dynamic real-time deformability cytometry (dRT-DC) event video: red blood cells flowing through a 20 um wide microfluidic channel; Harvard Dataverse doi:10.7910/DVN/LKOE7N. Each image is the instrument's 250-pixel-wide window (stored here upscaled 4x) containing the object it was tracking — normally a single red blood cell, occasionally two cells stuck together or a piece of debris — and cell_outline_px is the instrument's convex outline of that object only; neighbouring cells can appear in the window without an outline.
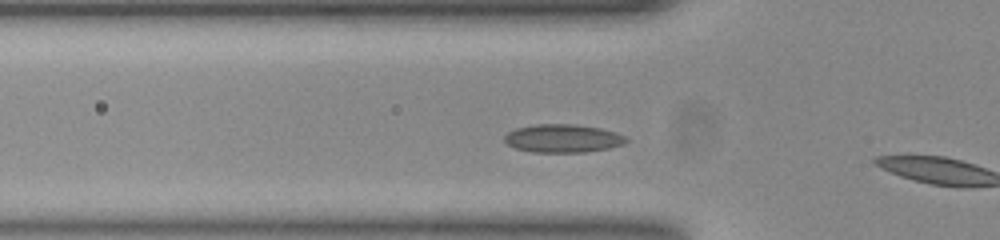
{"species": "common noctule bat (a hibernating species)", "species_latin": "Nyctalus noctula", "temperature_condition": "room temperature", "stored_images_in_passage": 9, "camera_frame_rate_fps": 3000, "um_per_image_px": 0.085, "animal": {"sex": "female", "body_mass_g": 23.0, "forearm_length_mm": 53.4}, "frame": {"image": 1, "passage_image": 8, "time_ms": 2.333, "image_size_px": [1000, 240], "cell_outline_px": [[628, 140], [624, 144], [608, 148], [584, 152], [532, 152], [516, 148], [508, 144], [504, 140], [504, 136], [508, 132], [516, 128], [536, 124], [576, 124], [600, 128], [616, 132], [624, 136]], "centroid_in_image_um": [47.84, 11.76], "position_along_channel_um": 78.0, "area_um2": 19.94}}